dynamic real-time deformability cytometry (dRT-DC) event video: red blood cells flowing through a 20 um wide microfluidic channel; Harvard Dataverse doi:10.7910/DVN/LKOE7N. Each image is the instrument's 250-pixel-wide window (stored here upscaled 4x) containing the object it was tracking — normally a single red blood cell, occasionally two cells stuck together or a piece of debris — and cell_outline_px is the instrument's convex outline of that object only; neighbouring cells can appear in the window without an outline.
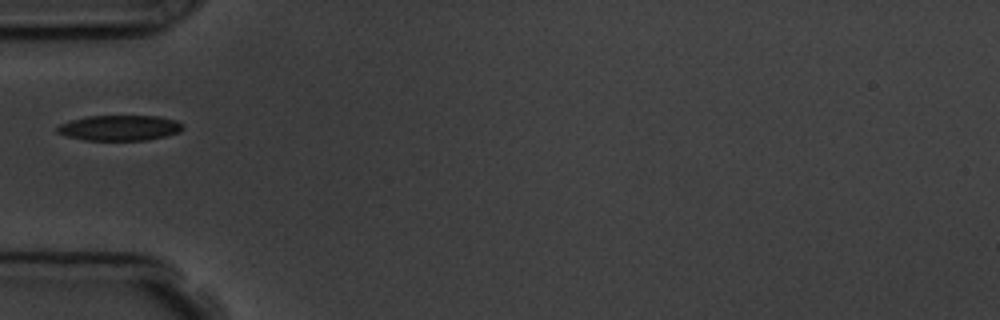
{"species": "common noctule bat (a hibernating species)", "species_latin": "Nyctalus noctula", "temperature_condition": "room temperature", "stored_images_in_passage": 6, "camera_frame_rate_fps": 3000, "um_per_image_px": 0.085, "animal": {"sex": "male", "body_mass_g": 19.5, "forearm_length_mm": 54.6}, "frame": {"image": 1, "passage_image": 6, "time_ms": 5.667, "image_size_px": [1000, 320], "cell_outline_px": [[184, 128], [180, 132], [148, 140], [84, 140], [68, 136], [56, 132], [56, 128], [60, 124], [72, 120], [88, 116], [160, 116], [176, 120], [184, 124]], "centroid_in_image_um": [10.21, 10.87], "position_along_channel_um": 74.8, "area_um2": 18.61}}